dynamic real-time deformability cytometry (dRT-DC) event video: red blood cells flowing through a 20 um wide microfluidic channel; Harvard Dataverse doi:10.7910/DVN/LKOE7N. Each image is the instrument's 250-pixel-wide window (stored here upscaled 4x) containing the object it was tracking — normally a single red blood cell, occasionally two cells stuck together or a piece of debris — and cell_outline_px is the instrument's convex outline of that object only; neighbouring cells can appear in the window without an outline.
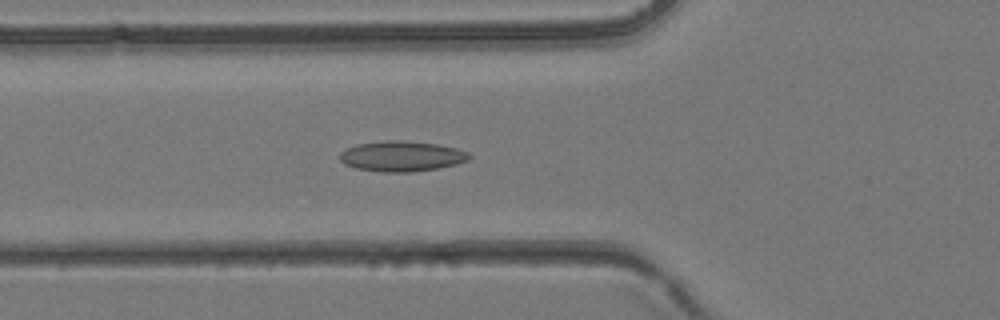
{"species": "common noctule bat (a hibernating species)", "species_latin": "Nyctalus noctula", "temperature_condition": "room temperature", "stored_images_in_passage": 40, "camera_frame_rate_fps": 3000, "um_per_image_px": 0.085, "animal": {"sex": "female", "body_mass_g": 24.6, "forearm_length_mm": 56.2}, "frame": {"image": 1, "passage_image": 15, "time_ms": 4.667, "image_size_px": [1000, 320], "cell_outline_px": [[472, 156], [468, 160], [456, 164], [436, 168], [412, 172], [380, 172], [356, 168], [344, 164], [340, 160], [340, 152], [356, 144], [384, 140], [400, 140], [436, 144], [456, 148], [468, 152]], "centroid_in_image_um": [34.12, 13.28], "position_along_channel_um": 91.7, "area_um2": 22.89}}
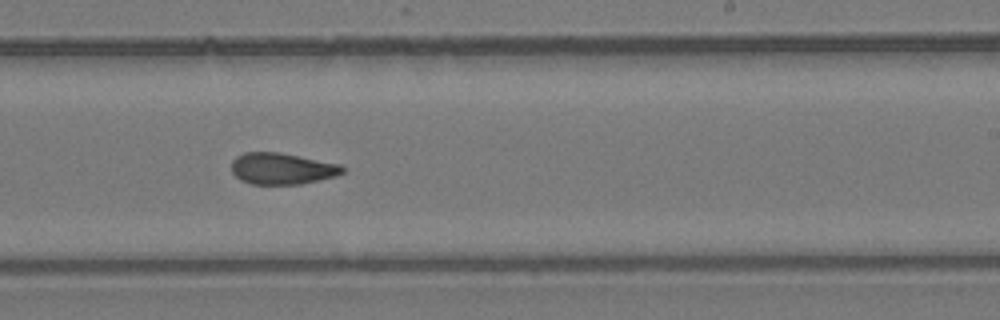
{"frame": {"image": 2, "passage_image": 25, "time_ms": 8.0, "image_size_px": [1000, 320], "cell_outline_px": [[344, 172], [336, 176], [300, 184], [252, 184], [240, 180], [232, 172], [232, 160], [236, 156], [244, 152], [280, 152], [340, 164], [344, 168]], "centroid_in_image_um": [23.95, 14.32], "position_along_channel_um": 265.0, "area_um2": 20.35}}
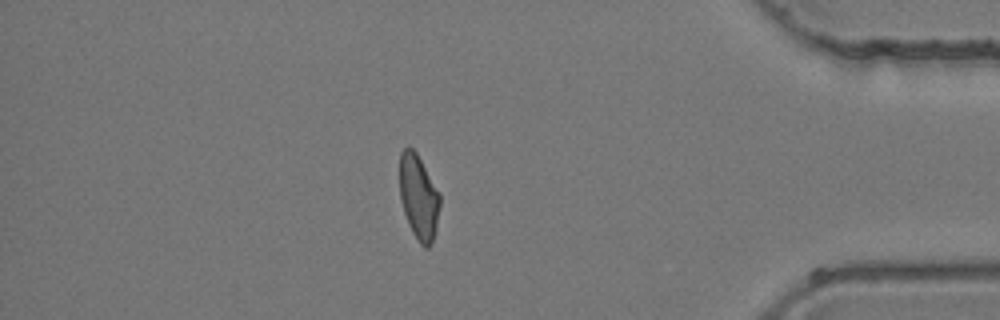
{"frame": {"image": 3, "passage_image": 35, "time_ms": 11.333, "image_size_px": [1000, 320], "cell_outline_px": [[440, 204], [436, 228], [432, 240], [428, 248], [424, 248], [420, 244], [412, 232], [408, 224], [404, 212], [400, 196], [400, 152], [408, 144], [416, 152], [440, 192]], "centroid_in_image_um": [35.58, 16.73], "position_along_channel_um": 399.6, "area_um2": 19.94}}